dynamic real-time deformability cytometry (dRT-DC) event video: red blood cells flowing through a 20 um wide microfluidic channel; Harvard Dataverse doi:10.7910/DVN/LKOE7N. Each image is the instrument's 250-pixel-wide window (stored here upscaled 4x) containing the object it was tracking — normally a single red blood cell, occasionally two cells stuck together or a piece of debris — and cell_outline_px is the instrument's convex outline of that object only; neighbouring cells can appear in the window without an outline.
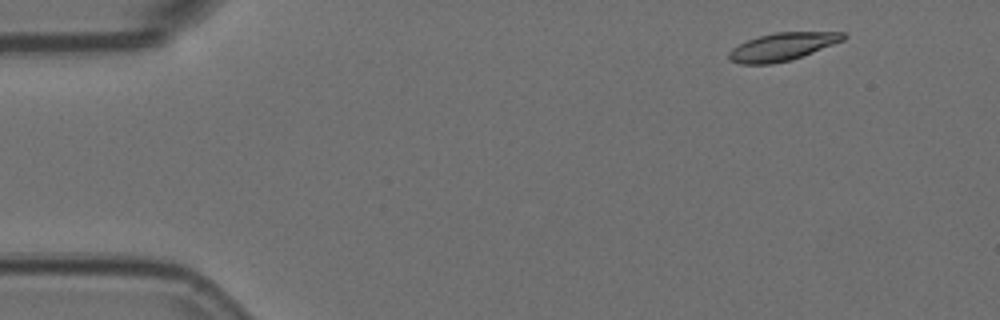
{"species": "Egyptian fruit bat (a non-hibernating species)", "species_latin": "Rousettus aegyptiacus", "temperature_condition": "room temperature", "stored_images_in_passage": 4, "camera_frame_rate_fps": 3000, "um_per_image_px": 0.085, "animal": {"sex": "female"}, "frame": {"image": 1, "passage_image": 1, "time_ms": 0.0, "image_size_px": [1000, 320], "cell_outline_px": [[848, 36], [844, 40], [792, 60], [772, 64], [740, 64], [728, 60], [728, 52], [732, 48], [748, 40], [760, 36], [776, 32], [844, 32]], "centroid_in_image_um": [66.5, 3.98], "position_along_channel_um": 18.5, "area_um2": 18.55}}
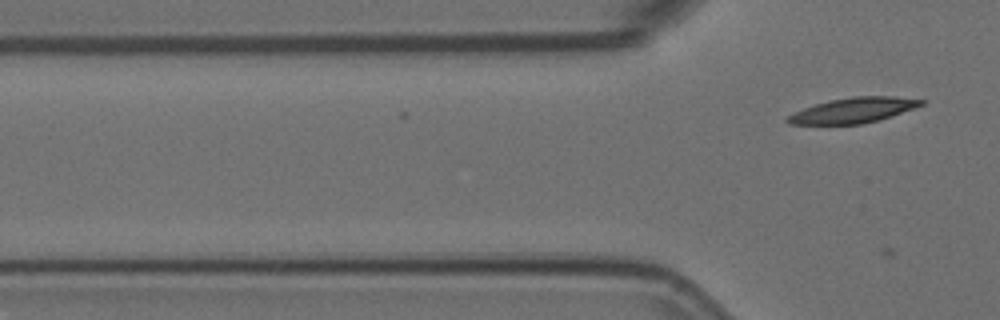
{"frame": {"image": 2, "passage_image": 4, "time_ms": 1.0, "image_size_px": [1000, 320], "cell_outline_px": [[924, 104], [876, 120], [860, 124], [788, 124], [784, 120], [788, 116], [804, 108], [828, 100], [852, 96], [892, 96], [924, 100]], "centroid_in_image_um": [72.47, 9.36], "position_along_channel_um": 53.3, "area_um2": 19.19}}